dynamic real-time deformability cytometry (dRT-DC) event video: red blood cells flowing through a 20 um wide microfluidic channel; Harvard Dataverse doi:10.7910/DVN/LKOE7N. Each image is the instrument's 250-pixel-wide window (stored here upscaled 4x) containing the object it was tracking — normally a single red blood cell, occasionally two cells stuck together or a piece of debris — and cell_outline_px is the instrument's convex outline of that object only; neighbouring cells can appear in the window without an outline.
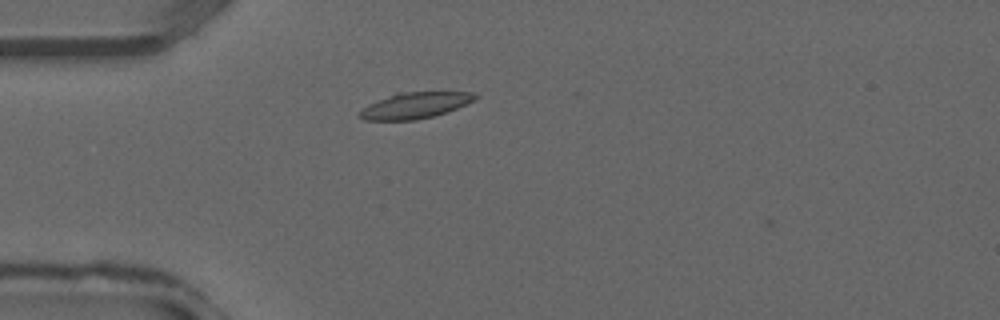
{"species": "common noctule bat (a hibernating species)", "species_latin": "Nyctalus noctula", "temperature_condition": "warm", "stored_images_in_passage": 4, "camera_frame_rate_fps": 3000, "um_per_image_px": 0.085, "animal": {"sex": "male", "forearm_length_mm": 52.5}, "frame": {"image": 1, "passage_image": 2, "time_ms": 0.333, "image_size_px": [1000, 320], "cell_outline_px": [[480, 96], [456, 108], [432, 116], [416, 120], [364, 120], [356, 116], [368, 104], [376, 100], [396, 92], [472, 92]], "centroid_in_image_um": [35.21, 8.95], "position_along_channel_um": 49.8, "area_um2": 17.4}}